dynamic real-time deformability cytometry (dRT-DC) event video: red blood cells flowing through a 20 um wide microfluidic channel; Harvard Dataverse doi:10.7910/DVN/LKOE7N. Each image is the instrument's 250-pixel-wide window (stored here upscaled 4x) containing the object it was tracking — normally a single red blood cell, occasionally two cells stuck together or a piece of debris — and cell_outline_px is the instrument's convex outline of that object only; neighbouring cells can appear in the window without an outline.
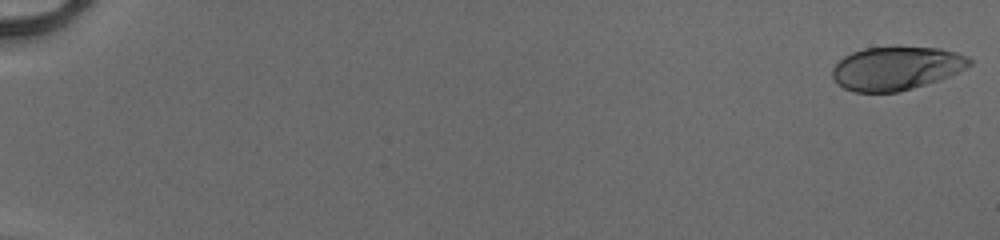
{"species": "human", "species_latin": "Homo sapiens", "temperature_condition": "cold", "stored_images_in_passage": 52, "camera_frame_rate_fps": 3000, "um_per_image_px": 0.085, "donor": {"sex": "male"}, "frame": {"image": 1, "passage_image": 1, "time_ms": 0.0, "image_size_px": [1000, 240], "cell_outline_px": [[972, 64], [948, 76], [900, 92], [856, 92], [844, 88], [832, 76], [832, 68], [844, 56], [852, 52], [864, 48], [940, 48], [956, 52], [968, 56], [972, 60]], "centroid_in_image_um": [76.17, 5.81], "position_along_channel_um": 8.8, "area_um2": 34.1}}
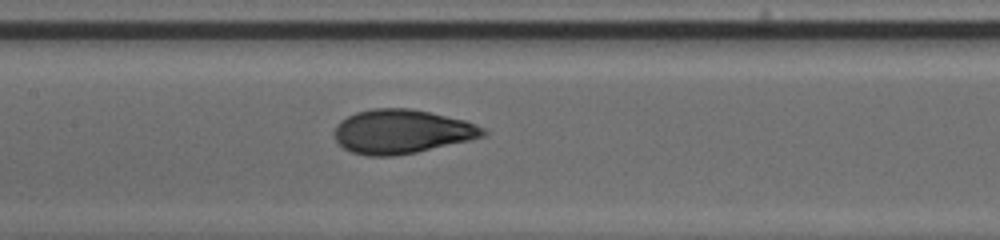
{"frame": {"image": 2, "passage_image": 28, "time_ms": 9.0, "image_size_px": [1000, 240], "cell_outline_px": [[488, 132], [484, 136], [472, 140], [416, 152], [392, 156], [368, 156], [352, 152], [344, 148], [336, 140], [332, 132], [336, 124], [340, 120], [356, 112], [372, 108], [408, 108], [428, 112], [464, 120], [476, 124], [484, 128]], "centroid_in_image_um": [34.13, 11.18], "position_along_channel_um": 173.3, "area_um2": 38.26}}
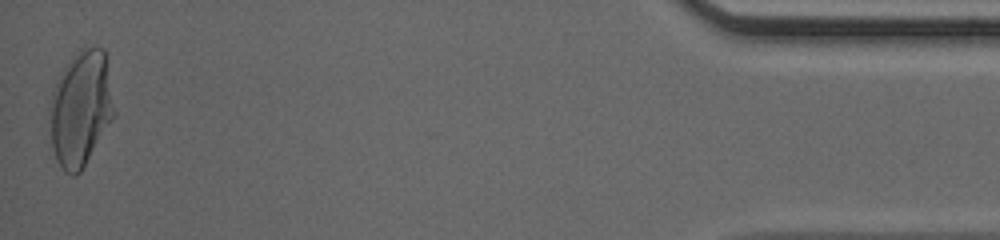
{"frame": {"image": 3, "passage_image": 52, "time_ms": 17.0, "image_size_px": [1000, 240], "cell_outline_px": [[116, 112], [112, 120], [80, 172], [76, 176], [72, 176], [64, 172], [56, 160], [52, 148], [48, 108], [48, 104], [56, 80], [68, 60], [84, 44], [104, 48]], "centroid_in_image_um": [6.84, 9.19], "position_along_channel_um": 428.4, "area_um2": 44.04}, "authors_computed_cell_mechanics": {"area_um2": 37.7434, "velocity_mm_per_s": 4.1214, "shape_relaxation_time_tau1_ms": 4.4955, "shape_relaxation_time_tau2_ms": null, "deformation_change_tau1": 0.196, "deformation_change_tau2": null}}